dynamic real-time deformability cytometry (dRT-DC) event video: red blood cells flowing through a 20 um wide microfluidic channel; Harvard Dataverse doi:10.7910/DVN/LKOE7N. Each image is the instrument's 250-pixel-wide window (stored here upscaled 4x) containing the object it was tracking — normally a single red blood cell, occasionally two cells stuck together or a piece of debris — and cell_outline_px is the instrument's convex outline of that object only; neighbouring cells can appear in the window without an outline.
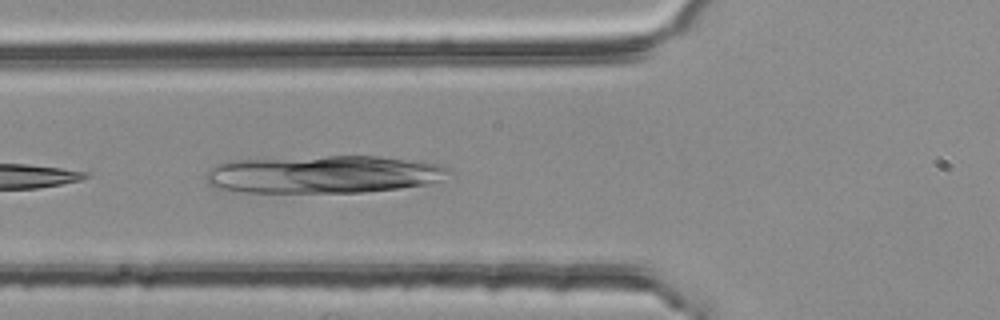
{"species": "common noctule bat (a hibernating species)", "species_latin": "Nyctalus noctula", "temperature_condition": "room temperature", "stored_images_in_passage": 4, "camera_frame_rate_fps": 3000, "um_per_image_px": 0.085, "animal": {"sex": "female", "body_mass_g": 25.1}, "frame": {"image": 1, "passage_image": 4, "time_ms": 1.0, "image_size_px": [1000, 320], "cell_outline_px": [[452, 172], [440, 180], [428, 184], [400, 188], [360, 192], [244, 192], [212, 188], [208, 184], [204, 176], [212, 168], [220, 164], [232, 160], [328, 156], [380, 156], [424, 160], [440, 164], [452, 168]], "centroid_in_image_um": [27.57, 14.81], "position_along_channel_um": 98.2, "area_um2": 53.87}}